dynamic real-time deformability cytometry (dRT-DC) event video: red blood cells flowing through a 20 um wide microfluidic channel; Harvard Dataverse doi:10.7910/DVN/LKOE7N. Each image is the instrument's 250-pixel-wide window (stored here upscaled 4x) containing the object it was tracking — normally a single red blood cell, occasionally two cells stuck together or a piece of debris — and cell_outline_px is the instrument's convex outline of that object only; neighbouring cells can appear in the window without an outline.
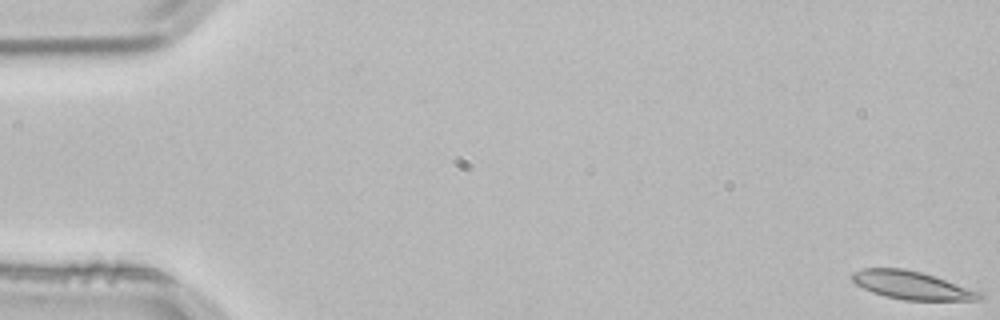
{"species": "common noctule bat (a hibernating species)", "species_latin": "Nyctalus noctula", "temperature_condition": "room temperature", "stored_images_in_passage": 12, "camera_frame_rate_fps": 3000, "um_per_image_px": 0.085, "animal": {"sex": "male", "body_mass_g": 21.5, "forearm_length_mm": 52.0}, "frame": {"image": 1, "passage_image": 1, "time_ms": 0.0, "image_size_px": [1000, 320], "cell_outline_px": [[984, 296], [976, 300], [904, 300], [884, 296], [872, 292], [856, 284], [848, 276], [852, 272], [864, 268], [904, 268], [920, 272], [980, 292]], "centroid_in_image_um": [77.41, 24.24], "position_along_channel_um": 7.6, "area_um2": 20.58}}